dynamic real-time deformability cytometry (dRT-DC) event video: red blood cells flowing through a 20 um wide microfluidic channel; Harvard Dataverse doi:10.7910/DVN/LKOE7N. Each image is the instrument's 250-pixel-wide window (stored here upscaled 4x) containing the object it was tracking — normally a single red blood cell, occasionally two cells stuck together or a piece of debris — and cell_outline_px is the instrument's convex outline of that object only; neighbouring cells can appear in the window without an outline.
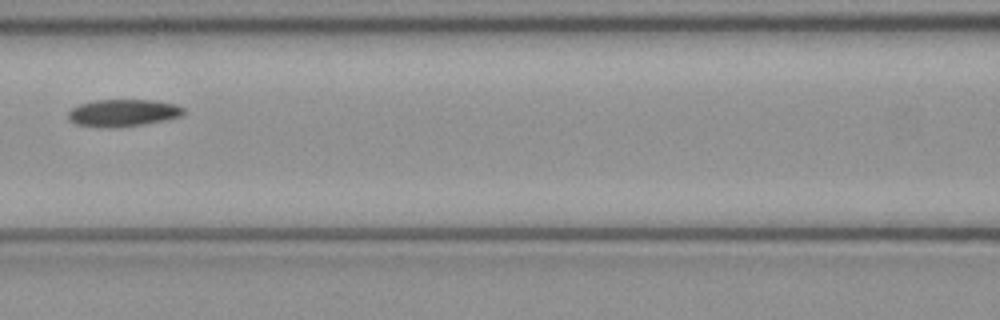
{"species": "common noctule bat (a hibernating species)", "species_latin": "Nyctalus noctula", "temperature_condition": "cold", "stored_images_in_passage": 5, "camera_frame_rate_fps": 3000, "um_per_image_px": 0.085, "animal": {"sex": "female", "body_mass_g": 21.9}, "frame": {"image": 1, "passage_image": 4, "time_ms": 1.0, "image_size_px": [1000, 320], "cell_outline_px": [[184, 112], [180, 116], [164, 120], [144, 124], [104, 128], [76, 124], [68, 120], [68, 112], [72, 108], [80, 104], [96, 100], [156, 100], [176, 104], [184, 108]], "centroid_in_image_um": [10.44, 9.59], "position_along_channel_um": 156.2, "area_um2": 18.21}}
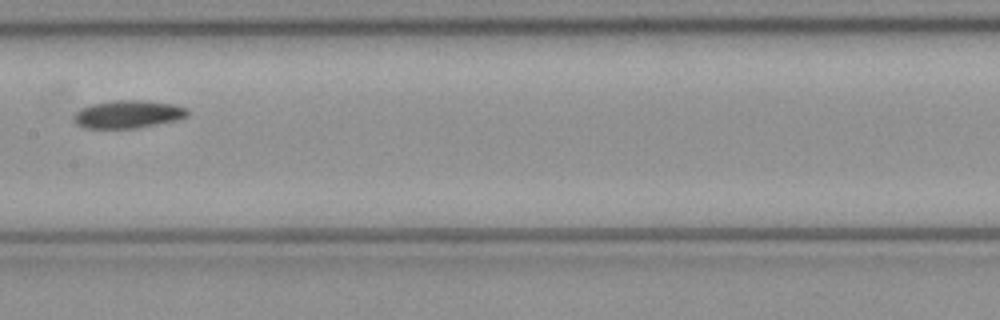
{"frame": {"image": 2, "passage_image": 5, "time_ms": 1.333, "image_size_px": [1000, 320], "cell_outline_px": [[188, 116], [176, 120], [136, 128], [84, 128], [76, 124], [72, 116], [80, 108], [92, 104], [116, 100], [148, 100], [176, 104], [188, 108]], "centroid_in_image_um": [10.89, 9.7], "position_along_channel_um": 196.5, "area_um2": 18.61}}